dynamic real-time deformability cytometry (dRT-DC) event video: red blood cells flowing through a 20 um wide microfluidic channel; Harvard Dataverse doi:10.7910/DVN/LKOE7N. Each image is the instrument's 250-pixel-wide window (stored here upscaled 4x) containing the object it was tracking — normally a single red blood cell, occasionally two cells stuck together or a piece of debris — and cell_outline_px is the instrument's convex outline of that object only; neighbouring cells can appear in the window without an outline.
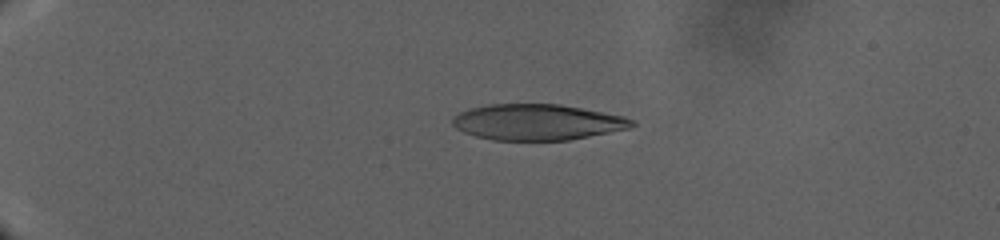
{"species": "human", "species_latin": "Homo sapiens", "temperature_condition": "warm", "stored_images_in_passage": 101, "camera_frame_rate_fps": 3000, "um_per_image_px": 0.085, "donor": {"sex": "male"}, "frame": {"image": 1, "passage_image": 28, "time_ms": 12.333, "image_size_px": [1000, 240], "cell_outline_px": [[636, 124], [628, 128], [568, 140], [492, 140], [476, 136], [464, 132], [456, 128], [452, 124], [452, 116], [468, 108], [488, 104], [560, 104], [624, 116], [636, 120]], "centroid_in_image_um": [45.63, 10.37], "position_along_channel_um": 39.4, "area_um2": 37.51}}
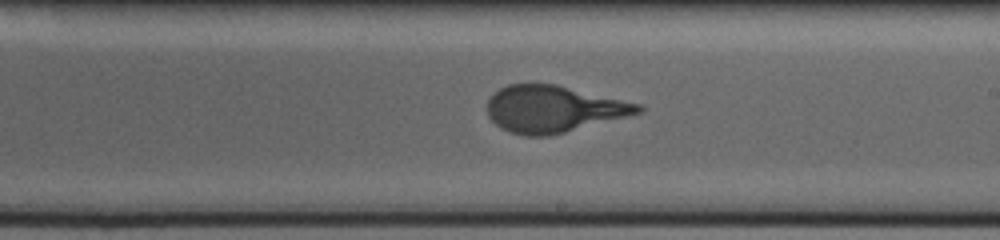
{"frame": {"image": 2, "passage_image": 67, "time_ms": 30.0, "image_size_px": [1000, 240], "cell_outline_px": [[644, 108], [640, 112], [564, 132], [548, 136], [524, 136], [500, 128], [488, 116], [488, 100], [500, 88], [508, 84], [556, 84], [640, 104]], "centroid_in_image_um": [46.99, 9.26], "position_along_channel_um": 242.0, "area_um2": 40.34}}
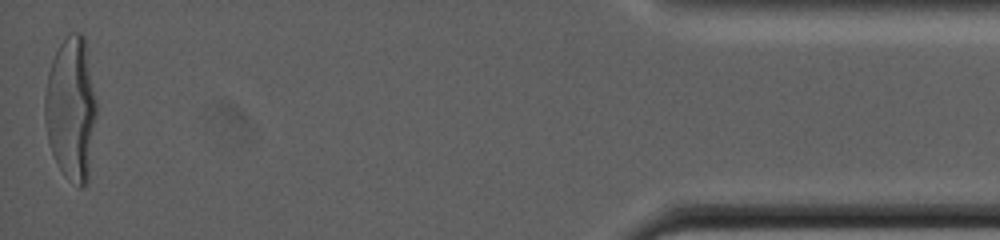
{"frame": {"image": 3, "passage_image": 101, "time_ms": 45.667, "image_size_px": [1000, 240], "cell_outline_px": [[96, 116], [88, 184], [80, 188], [64, 176], [52, 152], [48, 140], [44, 120], [44, 96], [48, 72], [52, 60], [60, 44], [68, 32], [80, 32], [84, 36], [96, 100]], "centroid_in_image_um": [6.04, 9.26], "position_along_channel_um": 429.2, "area_um2": 43.47}}